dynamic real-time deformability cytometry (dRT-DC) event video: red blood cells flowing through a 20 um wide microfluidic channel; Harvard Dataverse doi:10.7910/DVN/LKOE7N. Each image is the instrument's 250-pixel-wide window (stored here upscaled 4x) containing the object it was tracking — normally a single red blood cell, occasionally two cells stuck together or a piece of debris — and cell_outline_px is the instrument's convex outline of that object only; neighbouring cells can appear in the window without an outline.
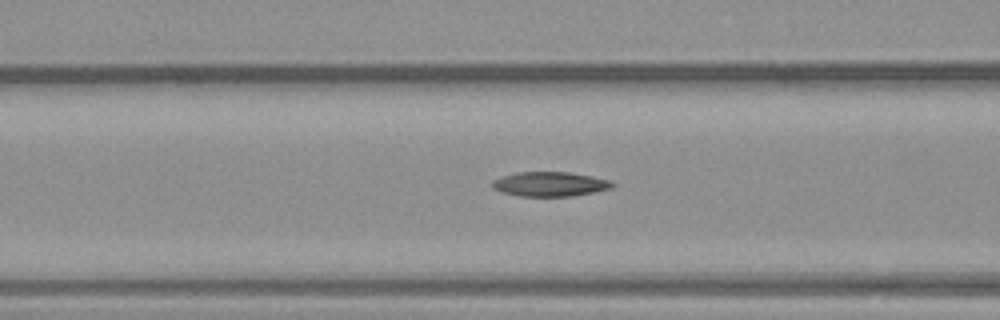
{"species": "common noctule bat (a hibernating species)", "species_latin": "Nyctalus noctula", "temperature_condition": "warm", "stored_images_in_passage": 22, "camera_frame_rate_fps": 3000, "um_per_image_px": 0.085, "animal": {"sex": "male", "body_mass_g": 23.1, "forearm_length_mm": 52.7}, "frame": {"image": 1, "passage_image": 13, "time_ms": 4.0, "image_size_px": [1000, 320], "cell_outline_px": [[616, 184], [612, 188], [572, 196], [520, 196], [500, 192], [492, 188], [492, 180], [500, 176], [516, 172], [568, 172], [592, 176], [612, 180]], "centroid_in_image_um": [46.73, 15.64], "position_along_channel_um": 119.9, "area_um2": 17.34}}
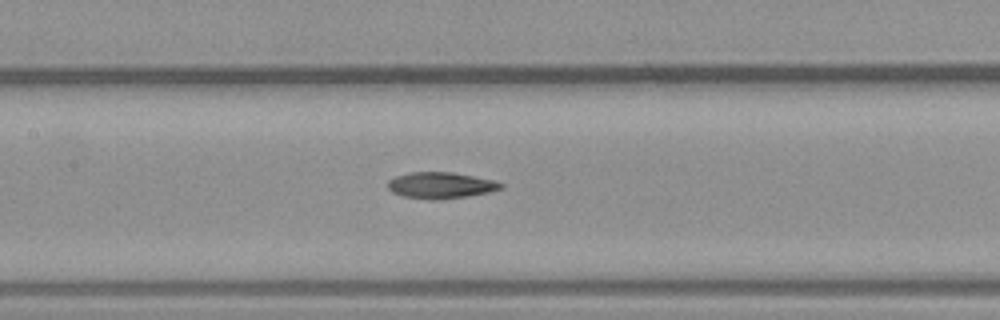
{"frame": {"image": 2, "passage_image": 16, "time_ms": 5.0, "image_size_px": [1000, 320], "cell_outline_px": [[504, 188], [488, 192], [468, 196], [404, 196], [392, 192], [388, 188], [388, 180], [396, 176], [408, 172], [452, 172], [496, 180], [504, 184]], "centroid_in_image_um": [37.51, 15.68], "position_along_channel_um": 169.9, "area_um2": 16.42}}
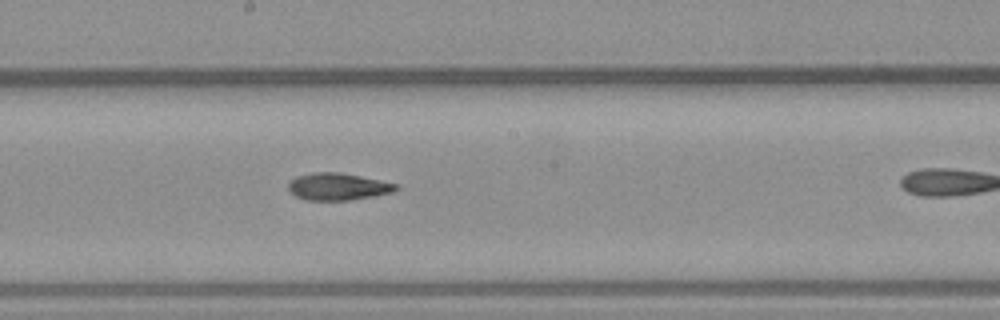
{"frame": {"image": 3, "passage_image": 19, "time_ms": 6.0, "image_size_px": [1000, 320], "cell_outline_px": [[400, 188], [392, 192], [372, 196], [348, 200], [308, 200], [296, 196], [288, 192], [288, 180], [296, 176], [312, 172], [340, 172], [360, 176], [396, 184]], "centroid_in_image_um": [28.65, 15.85], "position_along_channel_um": 219.6, "area_um2": 16.99}}